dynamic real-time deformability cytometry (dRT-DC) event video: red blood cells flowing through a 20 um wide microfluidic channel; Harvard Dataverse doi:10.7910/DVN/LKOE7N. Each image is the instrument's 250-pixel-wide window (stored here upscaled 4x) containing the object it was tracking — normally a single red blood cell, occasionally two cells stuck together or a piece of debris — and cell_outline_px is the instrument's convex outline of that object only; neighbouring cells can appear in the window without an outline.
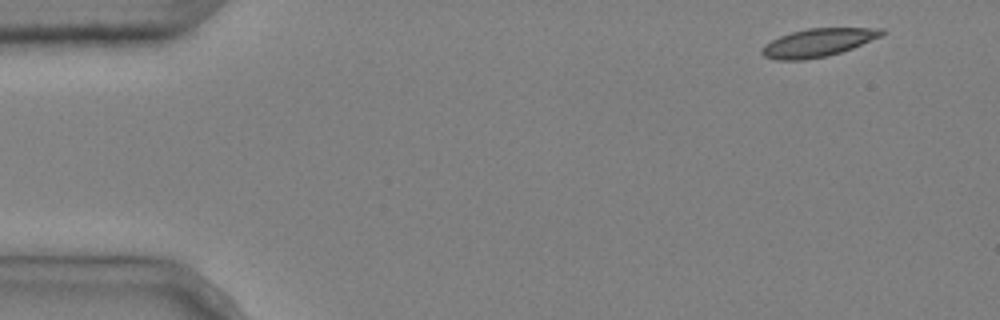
{"species": "common noctule bat (a hibernating species)", "species_latin": "Nyctalus noctula", "temperature_condition": "cold", "stored_images_in_passage": 4, "camera_frame_rate_fps": 3000, "um_per_image_px": 0.085, "animal": {"sex": "male", "body_mass_g": 20.4}, "frame": {"image": 1, "passage_image": 1, "time_ms": 0.0, "image_size_px": [1000, 320], "cell_outline_px": [[888, 32], [880, 36], [852, 48], [840, 52], [824, 56], [804, 60], [776, 60], [764, 56], [760, 52], [764, 44], [780, 36], [792, 32], [808, 28], [884, 28]], "centroid_in_image_um": [69.52, 3.62], "position_along_channel_um": 15.5, "area_um2": 19.48}}
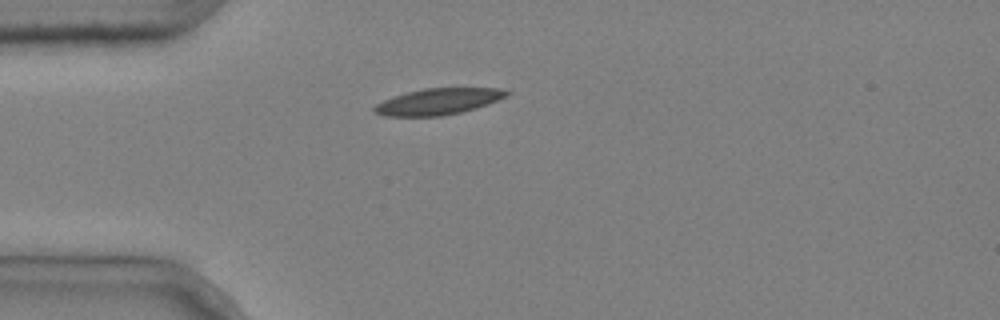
{"frame": {"image": 2, "passage_image": 4, "time_ms": 1.0, "image_size_px": [1000, 320], "cell_outline_px": [[512, 92], [508, 96], [476, 108], [460, 112], [440, 116], [384, 116], [372, 112], [372, 108], [376, 104], [384, 100], [408, 92], [424, 88], [500, 88]], "centroid_in_image_um": [37.25, 8.63], "position_along_channel_um": 47.7, "area_um2": 20.17}}